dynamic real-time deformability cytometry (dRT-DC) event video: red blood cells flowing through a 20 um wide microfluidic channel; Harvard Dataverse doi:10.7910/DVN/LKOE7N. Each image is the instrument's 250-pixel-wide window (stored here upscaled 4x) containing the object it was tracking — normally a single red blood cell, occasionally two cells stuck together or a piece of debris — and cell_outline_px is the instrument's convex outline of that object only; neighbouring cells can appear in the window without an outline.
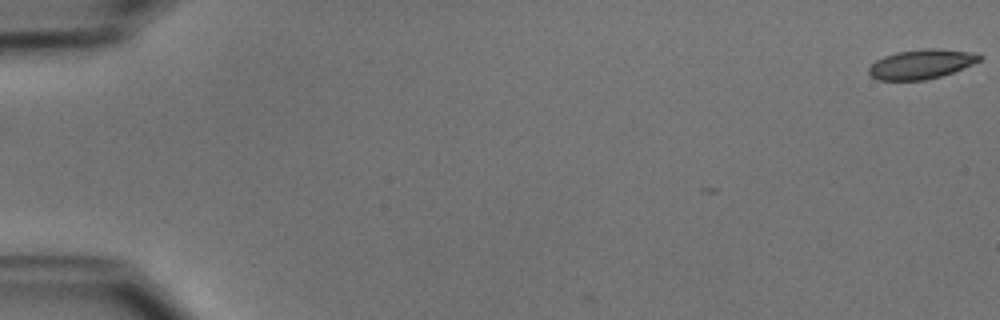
{"species": "common noctule bat (a hibernating species)", "species_latin": "Nyctalus noctula", "temperature_condition": "cold", "stored_images_in_passage": 4, "camera_frame_rate_fps": 3000, "um_per_image_px": 0.085, "animal": {"sex": "male", "body_mass_g": 15.6}, "frame": {"image": 1, "passage_image": 1, "time_ms": 0.0, "image_size_px": [1000, 320], "cell_outline_px": [[984, 56], [980, 60], [972, 64], [952, 72], [940, 76], [924, 80], [876, 80], [868, 72], [868, 68], [876, 60], [884, 56], [896, 52], [924, 48], [936, 48], [976, 52]], "centroid_in_image_um": [78.32, 5.43], "position_along_channel_um": 6.7, "area_um2": 19.07}}